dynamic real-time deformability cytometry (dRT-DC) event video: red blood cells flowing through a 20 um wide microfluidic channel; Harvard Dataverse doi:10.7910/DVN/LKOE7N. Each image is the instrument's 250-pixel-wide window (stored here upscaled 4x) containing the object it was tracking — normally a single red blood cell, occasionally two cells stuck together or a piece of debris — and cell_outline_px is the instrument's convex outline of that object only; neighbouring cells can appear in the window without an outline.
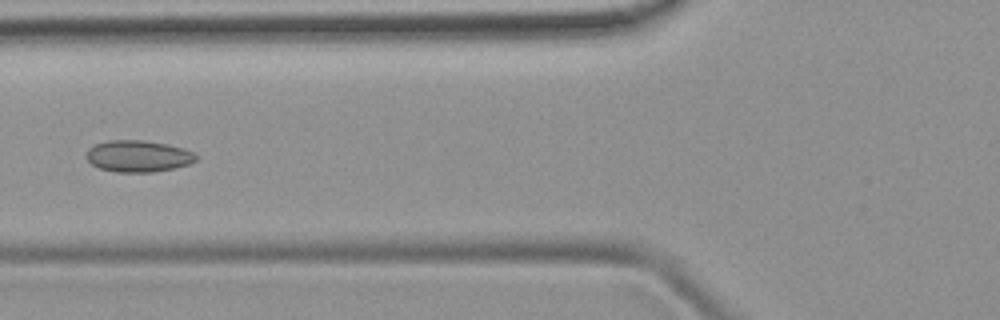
{"species": "common noctule bat (a hibernating species)", "species_latin": "Nyctalus noctula", "temperature_condition": "room temperature", "stored_images_in_passage": 5, "camera_frame_rate_fps": 3000, "um_per_image_px": 0.085, "animal": {"sex": "female", "body_mass_g": 19.9}, "frame": {"image": 1, "passage_image": 5, "time_ms": 4.667, "image_size_px": [1000, 320], "cell_outline_px": [[196, 160], [188, 164], [176, 168], [152, 172], [116, 172], [100, 168], [92, 164], [88, 160], [88, 148], [96, 144], [108, 140], [144, 140], [168, 144], [184, 148], [192, 152], [196, 156]], "centroid_in_image_um": [11.76, 13.27], "position_along_channel_um": 114.0, "area_um2": 20.11}}